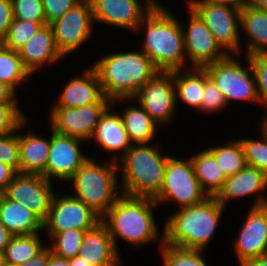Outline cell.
<instances>
[{
	"instance_id": "cell-3",
	"label": "cell",
	"mask_w": 267,
	"mask_h": 266,
	"mask_svg": "<svg viewBox=\"0 0 267 266\" xmlns=\"http://www.w3.org/2000/svg\"><path fill=\"white\" fill-rule=\"evenodd\" d=\"M224 209L215 197L179 208L164 222V243L185 249L204 250L216 231Z\"/></svg>"
},
{
	"instance_id": "cell-1",
	"label": "cell",
	"mask_w": 267,
	"mask_h": 266,
	"mask_svg": "<svg viewBox=\"0 0 267 266\" xmlns=\"http://www.w3.org/2000/svg\"><path fill=\"white\" fill-rule=\"evenodd\" d=\"M140 29H146L141 51L159 71L173 72L186 67L182 24L173 13L157 2L136 31Z\"/></svg>"
},
{
	"instance_id": "cell-39",
	"label": "cell",
	"mask_w": 267,
	"mask_h": 266,
	"mask_svg": "<svg viewBox=\"0 0 267 266\" xmlns=\"http://www.w3.org/2000/svg\"><path fill=\"white\" fill-rule=\"evenodd\" d=\"M13 17L31 22H46L42 0H11Z\"/></svg>"
},
{
	"instance_id": "cell-8",
	"label": "cell",
	"mask_w": 267,
	"mask_h": 266,
	"mask_svg": "<svg viewBox=\"0 0 267 266\" xmlns=\"http://www.w3.org/2000/svg\"><path fill=\"white\" fill-rule=\"evenodd\" d=\"M245 59L248 62V69L244 68L232 54L205 67L227 104L231 100L259 103L255 74L249 58L246 56Z\"/></svg>"
},
{
	"instance_id": "cell-25",
	"label": "cell",
	"mask_w": 267,
	"mask_h": 266,
	"mask_svg": "<svg viewBox=\"0 0 267 266\" xmlns=\"http://www.w3.org/2000/svg\"><path fill=\"white\" fill-rule=\"evenodd\" d=\"M31 132L19 134V173L40 174L46 178L50 139L41 138Z\"/></svg>"
},
{
	"instance_id": "cell-53",
	"label": "cell",
	"mask_w": 267,
	"mask_h": 266,
	"mask_svg": "<svg viewBox=\"0 0 267 266\" xmlns=\"http://www.w3.org/2000/svg\"><path fill=\"white\" fill-rule=\"evenodd\" d=\"M260 124H261L260 127H262L267 132V114L266 113Z\"/></svg>"
},
{
	"instance_id": "cell-20",
	"label": "cell",
	"mask_w": 267,
	"mask_h": 266,
	"mask_svg": "<svg viewBox=\"0 0 267 266\" xmlns=\"http://www.w3.org/2000/svg\"><path fill=\"white\" fill-rule=\"evenodd\" d=\"M266 187L267 176L259 169L247 165L243 170L226 179L222 190L215 198L225 207L229 200L257 194L252 208L260 207L267 205V196L261 194Z\"/></svg>"
},
{
	"instance_id": "cell-31",
	"label": "cell",
	"mask_w": 267,
	"mask_h": 266,
	"mask_svg": "<svg viewBox=\"0 0 267 266\" xmlns=\"http://www.w3.org/2000/svg\"><path fill=\"white\" fill-rule=\"evenodd\" d=\"M207 150L215 157L227 178L237 174L247 166L240 140H229L226 145L214 146L207 148Z\"/></svg>"
},
{
	"instance_id": "cell-4",
	"label": "cell",
	"mask_w": 267,
	"mask_h": 266,
	"mask_svg": "<svg viewBox=\"0 0 267 266\" xmlns=\"http://www.w3.org/2000/svg\"><path fill=\"white\" fill-rule=\"evenodd\" d=\"M156 206L158 205L153 198L121 194L101 219L107 226L117 250L118 238L135 246L158 239L159 228L152 211Z\"/></svg>"
},
{
	"instance_id": "cell-37",
	"label": "cell",
	"mask_w": 267,
	"mask_h": 266,
	"mask_svg": "<svg viewBox=\"0 0 267 266\" xmlns=\"http://www.w3.org/2000/svg\"><path fill=\"white\" fill-rule=\"evenodd\" d=\"M19 104H0V136L20 131L28 121Z\"/></svg>"
},
{
	"instance_id": "cell-2",
	"label": "cell",
	"mask_w": 267,
	"mask_h": 266,
	"mask_svg": "<svg viewBox=\"0 0 267 266\" xmlns=\"http://www.w3.org/2000/svg\"><path fill=\"white\" fill-rule=\"evenodd\" d=\"M94 63L104 95L111 101L132 99L159 72L141 50L107 53Z\"/></svg>"
},
{
	"instance_id": "cell-19",
	"label": "cell",
	"mask_w": 267,
	"mask_h": 266,
	"mask_svg": "<svg viewBox=\"0 0 267 266\" xmlns=\"http://www.w3.org/2000/svg\"><path fill=\"white\" fill-rule=\"evenodd\" d=\"M82 77L75 76L59 94V100L53 107L76 108L95 103H112L105 97L98 75L91 66Z\"/></svg>"
},
{
	"instance_id": "cell-52",
	"label": "cell",
	"mask_w": 267,
	"mask_h": 266,
	"mask_svg": "<svg viewBox=\"0 0 267 266\" xmlns=\"http://www.w3.org/2000/svg\"><path fill=\"white\" fill-rule=\"evenodd\" d=\"M70 266H93L86 262V260L82 259L80 256H76L74 258L69 259Z\"/></svg>"
},
{
	"instance_id": "cell-14",
	"label": "cell",
	"mask_w": 267,
	"mask_h": 266,
	"mask_svg": "<svg viewBox=\"0 0 267 266\" xmlns=\"http://www.w3.org/2000/svg\"><path fill=\"white\" fill-rule=\"evenodd\" d=\"M111 104L95 103L76 108L52 107L51 129L84 141L91 139L101 116Z\"/></svg>"
},
{
	"instance_id": "cell-44",
	"label": "cell",
	"mask_w": 267,
	"mask_h": 266,
	"mask_svg": "<svg viewBox=\"0 0 267 266\" xmlns=\"http://www.w3.org/2000/svg\"><path fill=\"white\" fill-rule=\"evenodd\" d=\"M17 172L8 164L0 162V194H3Z\"/></svg>"
},
{
	"instance_id": "cell-21",
	"label": "cell",
	"mask_w": 267,
	"mask_h": 266,
	"mask_svg": "<svg viewBox=\"0 0 267 266\" xmlns=\"http://www.w3.org/2000/svg\"><path fill=\"white\" fill-rule=\"evenodd\" d=\"M118 251L107 226L101 221L85 232L78 256L93 266H122Z\"/></svg>"
},
{
	"instance_id": "cell-15",
	"label": "cell",
	"mask_w": 267,
	"mask_h": 266,
	"mask_svg": "<svg viewBox=\"0 0 267 266\" xmlns=\"http://www.w3.org/2000/svg\"><path fill=\"white\" fill-rule=\"evenodd\" d=\"M51 185L43 175L17 173L3 195L26 206L44 222L54 194Z\"/></svg>"
},
{
	"instance_id": "cell-27",
	"label": "cell",
	"mask_w": 267,
	"mask_h": 266,
	"mask_svg": "<svg viewBox=\"0 0 267 266\" xmlns=\"http://www.w3.org/2000/svg\"><path fill=\"white\" fill-rule=\"evenodd\" d=\"M190 159L203 191L208 197H216L222 190L227 177L215 157L207 149H203L193 154Z\"/></svg>"
},
{
	"instance_id": "cell-45",
	"label": "cell",
	"mask_w": 267,
	"mask_h": 266,
	"mask_svg": "<svg viewBox=\"0 0 267 266\" xmlns=\"http://www.w3.org/2000/svg\"><path fill=\"white\" fill-rule=\"evenodd\" d=\"M50 255V247L45 245V247L30 260H27L25 263L17 266H47Z\"/></svg>"
},
{
	"instance_id": "cell-28",
	"label": "cell",
	"mask_w": 267,
	"mask_h": 266,
	"mask_svg": "<svg viewBox=\"0 0 267 266\" xmlns=\"http://www.w3.org/2000/svg\"><path fill=\"white\" fill-rule=\"evenodd\" d=\"M191 69L173 71L176 102L180 99L186 105L200 111L204 93V68Z\"/></svg>"
},
{
	"instance_id": "cell-41",
	"label": "cell",
	"mask_w": 267,
	"mask_h": 266,
	"mask_svg": "<svg viewBox=\"0 0 267 266\" xmlns=\"http://www.w3.org/2000/svg\"><path fill=\"white\" fill-rule=\"evenodd\" d=\"M15 133L0 136V162L8 164L19 173V134Z\"/></svg>"
},
{
	"instance_id": "cell-6",
	"label": "cell",
	"mask_w": 267,
	"mask_h": 266,
	"mask_svg": "<svg viewBox=\"0 0 267 266\" xmlns=\"http://www.w3.org/2000/svg\"><path fill=\"white\" fill-rule=\"evenodd\" d=\"M95 161L92 157L88 158L69 181H73L72 189L76 192L73 197L81 200L102 218L122 193L117 190V161L111 160V163L102 165Z\"/></svg>"
},
{
	"instance_id": "cell-10",
	"label": "cell",
	"mask_w": 267,
	"mask_h": 266,
	"mask_svg": "<svg viewBox=\"0 0 267 266\" xmlns=\"http://www.w3.org/2000/svg\"><path fill=\"white\" fill-rule=\"evenodd\" d=\"M137 101L159 125L170 123L177 108L176 92L173 79V72L159 71L152 79L137 91L132 99H116L112 105L121 101Z\"/></svg>"
},
{
	"instance_id": "cell-40",
	"label": "cell",
	"mask_w": 267,
	"mask_h": 266,
	"mask_svg": "<svg viewBox=\"0 0 267 266\" xmlns=\"http://www.w3.org/2000/svg\"><path fill=\"white\" fill-rule=\"evenodd\" d=\"M248 58L255 74L259 102L264 103L267 109V53L254 54Z\"/></svg>"
},
{
	"instance_id": "cell-9",
	"label": "cell",
	"mask_w": 267,
	"mask_h": 266,
	"mask_svg": "<svg viewBox=\"0 0 267 266\" xmlns=\"http://www.w3.org/2000/svg\"><path fill=\"white\" fill-rule=\"evenodd\" d=\"M187 6L201 17L226 53L235 55L242 52L240 9L211 0H188Z\"/></svg>"
},
{
	"instance_id": "cell-46",
	"label": "cell",
	"mask_w": 267,
	"mask_h": 266,
	"mask_svg": "<svg viewBox=\"0 0 267 266\" xmlns=\"http://www.w3.org/2000/svg\"><path fill=\"white\" fill-rule=\"evenodd\" d=\"M15 92L12 87L0 82V104H18Z\"/></svg>"
},
{
	"instance_id": "cell-38",
	"label": "cell",
	"mask_w": 267,
	"mask_h": 266,
	"mask_svg": "<svg viewBox=\"0 0 267 266\" xmlns=\"http://www.w3.org/2000/svg\"><path fill=\"white\" fill-rule=\"evenodd\" d=\"M227 105L222 92L219 90L218 86L209 77L207 71L204 68V93L202 98V103L200 106V112L204 113H214L225 108Z\"/></svg>"
},
{
	"instance_id": "cell-32",
	"label": "cell",
	"mask_w": 267,
	"mask_h": 266,
	"mask_svg": "<svg viewBox=\"0 0 267 266\" xmlns=\"http://www.w3.org/2000/svg\"><path fill=\"white\" fill-rule=\"evenodd\" d=\"M31 74L25 69L19 53L5 48L0 43V82L6 83L15 91L28 81Z\"/></svg>"
},
{
	"instance_id": "cell-12",
	"label": "cell",
	"mask_w": 267,
	"mask_h": 266,
	"mask_svg": "<svg viewBox=\"0 0 267 266\" xmlns=\"http://www.w3.org/2000/svg\"><path fill=\"white\" fill-rule=\"evenodd\" d=\"M93 12L90 0H81L62 17L50 24L56 46L63 57L80 48L91 38Z\"/></svg>"
},
{
	"instance_id": "cell-33",
	"label": "cell",
	"mask_w": 267,
	"mask_h": 266,
	"mask_svg": "<svg viewBox=\"0 0 267 266\" xmlns=\"http://www.w3.org/2000/svg\"><path fill=\"white\" fill-rule=\"evenodd\" d=\"M159 245L164 263L163 266H210L206 264L207 262L200 255L204 250L185 249L169 245L164 243V236H162Z\"/></svg>"
},
{
	"instance_id": "cell-24",
	"label": "cell",
	"mask_w": 267,
	"mask_h": 266,
	"mask_svg": "<svg viewBox=\"0 0 267 266\" xmlns=\"http://www.w3.org/2000/svg\"><path fill=\"white\" fill-rule=\"evenodd\" d=\"M115 113L116 111L111 106L105 111L96 125L91 139H94L105 151L112 153L121 151L122 157L132 146V143L123 125L121 116Z\"/></svg>"
},
{
	"instance_id": "cell-54",
	"label": "cell",
	"mask_w": 267,
	"mask_h": 266,
	"mask_svg": "<svg viewBox=\"0 0 267 266\" xmlns=\"http://www.w3.org/2000/svg\"><path fill=\"white\" fill-rule=\"evenodd\" d=\"M4 264H5L4 252L0 251V266H3Z\"/></svg>"
},
{
	"instance_id": "cell-16",
	"label": "cell",
	"mask_w": 267,
	"mask_h": 266,
	"mask_svg": "<svg viewBox=\"0 0 267 266\" xmlns=\"http://www.w3.org/2000/svg\"><path fill=\"white\" fill-rule=\"evenodd\" d=\"M50 136L46 179L51 181L55 177L68 182L89 158L79 146L84 140L57 133L53 129Z\"/></svg>"
},
{
	"instance_id": "cell-11",
	"label": "cell",
	"mask_w": 267,
	"mask_h": 266,
	"mask_svg": "<svg viewBox=\"0 0 267 266\" xmlns=\"http://www.w3.org/2000/svg\"><path fill=\"white\" fill-rule=\"evenodd\" d=\"M101 217L73 195L56 196L53 194L48 216L43 229L48 236L68 229L88 231L101 222Z\"/></svg>"
},
{
	"instance_id": "cell-5",
	"label": "cell",
	"mask_w": 267,
	"mask_h": 266,
	"mask_svg": "<svg viewBox=\"0 0 267 266\" xmlns=\"http://www.w3.org/2000/svg\"><path fill=\"white\" fill-rule=\"evenodd\" d=\"M168 157L149 144L132 145L121 159L113 155L122 173L120 192L154 199L161 191Z\"/></svg>"
},
{
	"instance_id": "cell-18",
	"label": "cell",
	"mask_w": 267,
	"mask_h": 266,
	"mask_svg": "<svg viewBox=\"0 0 267 266\" xmlns=\"http://www.w3.org/2000/svg\"><path fill=\"white\" fill-rule=\"evenodd\" d=\"M233 246L240 264L267 255V205L250 207Z\"/></svg>"
},
{
	"instance_id": "cell-34",
	"label": "cell",
	"mask_w": 267,
	"mask_h": 266,
	"mask_svg": "<svg viewBox=\"0 0 267 266\" xmlns=\"http://www.w3.org/2000/svg\"><path fill=\"white\" fill-rule=\"evenodd\" d=\"M45 25H47L46 22H31L14 18L1 44L5 48L18 52Z\"/></svg>"
},
{
	"instance_id": "cell-36",
	"label": "cell",
	"mask_w": 267,
	"mask_h": 266,
	"mask_svg": "<svg viewBox=\"0 0 267 266\" xmlns=\"http://www.w3.org/2000/svg\"><path fill=\"white\" fill-rule=\"evenodd\" d=\"M261 140L239 139L245 153L246 164L267 176V132L260 127Z\"/></svg>"
},
{
	"instance_id": "cell-7",
	"label": "cell",
	"mask_w": 267,
	"mask_h": 266,
	"mask_svg": "<svg viewBox=\"0 0 267 266\" xmlns=\"http://www.w3.org/2000/svg\"><path fill=\"white\" fill-rule=\"evenodd\" d=\"M208 198L195 174L192 160L169 156L160 193L154 198L157 205L169 201L180 208L193 206Z\"/></svg>"
},
{
	"instance_id": "cell-23",
	"label": "cell",
	"mask_w": 267,
	"mask_h": 266,
	"mask_svg": "<svg viewBox=\"0 0 267 266\" xmlns=\"http://www.w3.org/2000/svg\"><path fill=\"white\" fill-rule=\"evenodd\" d=\"M0 222L13 235H32L43 230V221L26 206L0 194Z\"/></svg>"
},
{
	"instance_id": "cell-51",
	"label": "cell",
	"mask_w": 267,
	"mask_h": 266,
	"mask_svg": "<svg viewBox=\"0 0 267 266\" xmlns=\"http://www.w3.org/2000/svg\"><path fill=\"white\" fill-rule=\"evenodd\" d=\"M249 6L261 10H267V0H249Z\"/></svg>"
},
{
	"instance_id": "cell-48",
	"label": "cell",
	"mask_w": 267,
	"mask_h": 266,
	"mask_svg": "<svg viewBox=\"0 0 267 266\" xmlns=\"http://www.w3.org/2000/svg\"><path fill=\"white\" fill-rule=\"evenodd\" d=\"M240 266H267V255L244 261Z\"/></svg>"
},
{
	"instance_id": "cell-26",
	"label": "cell",
	"mask_w": 267,
	"mask_h": 266,
	"mask_svg": "<svg viewBox=\"0 0 267 266\" xmlns=\"http://www.w3.org/2000/svg\"><path fill=\"white\" fill-rule=\"evenodd\" d=\"M240 29L246 34V56L267 53V10L246 5L240 9Z\"/></svg>"
},
{
	"instance_id": "cell-50",
	"label": "cell",
	"mask_w": 267,
	"mask_h": 266,
	"mask_svg": "<svg viewBox=\"0 0 267 266\" xmlns=\"http://www.w3.org/2000/svg\"><path fill=\"white\" fill-rule=\"evenodd\" d=\"M211 1L228 4L238 9L244 8L249 3V0H211Z\"/></svg>"
},
{
	"instance_id": "cell-29",
	"label": "cell",
	"mask_w": 267,
	"mask_h": 266,
	"mask_svg": "<svg viewBox=\"0 0 267 266\" xmlns=\"http://www.w3.org/2000/svg\"><path fill=\"white\" fill-rule=\"evenodd\" d=\"M120 116L132 145L149 144L153 141L158 124L140 105H128Z\"/></svg>"
},
{
	"instance_id": "cell-30",
	"label": "cell",
	"mask_w": 267,
	"mask_h": 266,
	"mask_svg": "<svg viewBox=\"0 0 267 266\" xmlns=\"http://www.w3.org/2000/svg\"><path fill=\"white\" fill-rule=\"evenodd\" d=\"M44 247L39 233L13 236L4 251L5 264L10 266L23 264Z\"/></svg>"
},
{
	"instance_id": "cell-13",
	"label": "cell",
	"mask_w": 267,
	"mask_h": 266,
	"mask_svg": "<svg viewBox=\"0 0 267 266\" xmlns=\"http://www.w3.org/2000/svg\"><path fill=\"white\" fill-rule=\"evenodd\" d=\"M190 12L189 24L187 29L182 31L185 44L186 56L190 61L192 68H205L216 61L224 59L226 53L221 46L216 42L214 35L211 33L201 17L188 6Z\"/></svg>"
},
{
	"instance_id": "cell-47",
	"label": "cell",
	"mask_w": 267,
	"mask_h": 266,
	"mask_svg": "<svg viewBox=\"0 0 267 266\" xmlns=\"http://www.w3.org/2000/svg\"><path fill=\"white\" fill-rule=\"evenodd\" d=\"M13 235L0 222V251L4 252Z\"/></svg>"
},
{
	"instance_id": "cell-43",
	"label": "cell",
	"mask_w": 267,
	"mask_h": 266,
	"mask_svg": "<svg viewBox=\"0 0 267 266\" xmlns=\"http://www.w3.org/2000/svg\"><path fill=\"white\" fill-rule=\"evenodd\" d=\"M13 19L11 0H0V43L7 36Z\"/></svg>"
},
{
	"instance_id": "cell-42",
	"label": "cell",
	"mask_w": 267,
	"mask_h": 266,
	"mask_svg": "<svg viewBox=\"0 0 267 266\" xmlns=\"http://www.w3.org/2000/svg\"><path fill=\"white\" fill-rule=\"evenodd\" d=\"M81 0H42L47 25L62 17Z\"/></svg>"
},
{
	"instance_id": "cell-49",
	"label": "cell",
	"mask_w": 267,
	"mask_h": 266,
	"mask_svg": "<svg viewBox=\"0 0 267 266\" xmlns=\"http://www.w3.org/2000/svg\"><path fill=\"white\" fill-rule=\"evenodd\" d=\"M47 266H70V264L69 259L60 258L51 253L47 262Z\"/></svg>"
},
{
	"instance_id": "cell-35",
	"label": "cell",
	"mask_w": 267,
	"mask_h": 266,
	"mask_svg": "<svg viewBox=\"0 0 267 266\" xmlns=\"http://www.w3.org/2000/svg\"><path fill=\"white\" fill-rule=\"evenodd\" d=\"M84 230L68 229L55 233L51 236L52 245L49 244L51 253L60 258L70 259L78 255L83 238Z\"/></svg>"
},
{
	"instance_id": "cell-17",
	"label": "cell",
	"mask_w": 267,
	"mask_h": 266,
	"mask_svg": "<svg viewBox=\"0 0 267 266\" xmlns=\"http://www.w3.org/2000/svg\"><path fill=\"white\" fill-rule=\"evenodd\" d=\"M92 4L93 20L113 27L135 30L144 16L158 2L145 0L144 6L140 0H90Z\"/></svg>"
},
{
	"instance_id": "cell-22",
	"label": "cell",
	"mask_w": 267,
	"mask_h": 266,
	"mask_svg": "<svg viewBox=\"0 0 267 266\" xmlns=\"http://www.w3.org/2000/svg\"><path fill=\"white\" fill-rule=\"evenodd\" d=\"M18 53L25 69L31 75L42 66L56 63L63 58L56 46L50 25L43 26Z\"/></svg>"
}]
</instances>
